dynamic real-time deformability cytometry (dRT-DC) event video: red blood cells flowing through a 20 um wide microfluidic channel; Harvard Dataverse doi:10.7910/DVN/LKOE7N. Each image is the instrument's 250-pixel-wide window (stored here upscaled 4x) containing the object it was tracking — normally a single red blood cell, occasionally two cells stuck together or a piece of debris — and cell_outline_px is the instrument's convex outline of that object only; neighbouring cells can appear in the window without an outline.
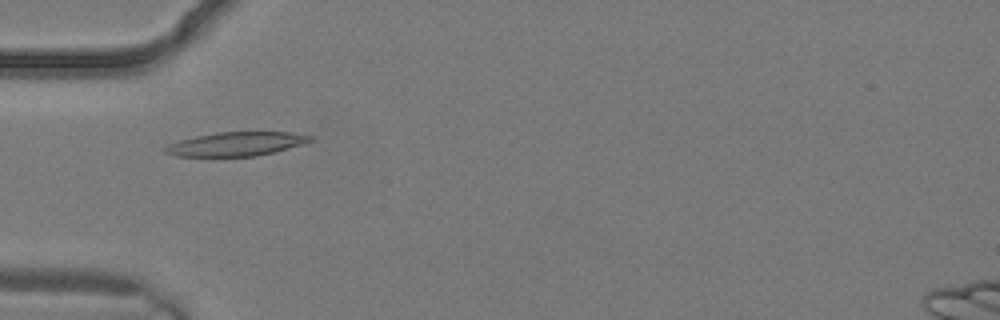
{"species": "common noctule bat (a hibernating species)", "species_latin": "Nyctalus noctula", "temperature_condition": "warm", "stored_images_in_passage": 2, "camera_frame_rate_fps": 3000, "um_per_image_px": 0.085, "animal": {"sex": "male", "body_mass_g": 19.2, "forearm_length_mm": 51.8}, "frame": {"image": 1, "passage_image": 2, "time_ms": 0.333, "image_size_px": [1000, 320], "cell_outline_px": [[316, 140], [276, 152], [256, 156], [176, 156], [164, 152], [164, 148], [168, 144], [180, 140], [196, 136], [216, 132], [288, 132], [312, 136]], "centroid_in_image_um": [20.11, 12.24], "position_along_channel_um": 64.9, "area_um2": 20.23}}